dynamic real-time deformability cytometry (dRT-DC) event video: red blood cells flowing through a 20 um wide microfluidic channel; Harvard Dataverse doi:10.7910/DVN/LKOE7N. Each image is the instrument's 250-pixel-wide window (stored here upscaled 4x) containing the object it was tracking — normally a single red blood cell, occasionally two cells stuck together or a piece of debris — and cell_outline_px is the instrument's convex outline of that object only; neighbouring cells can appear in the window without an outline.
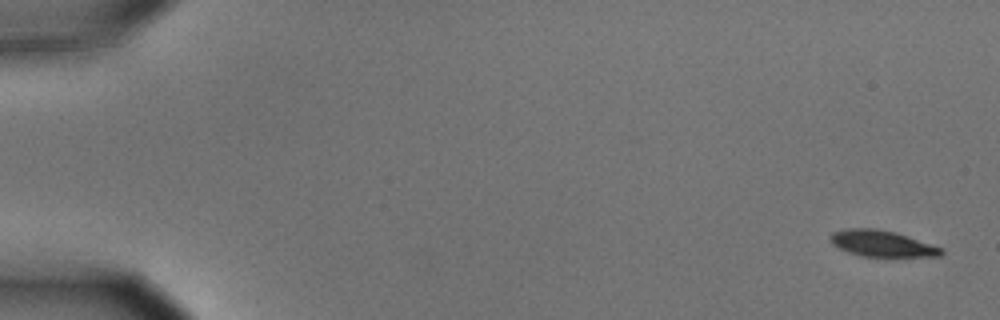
{"species": "common noctule bat (a hibernating species)", "species_latin": "Nyctalus noctula", "temperature_condition": "cold", "stored_images_in_passage": 7, "camera_frame_rate_fps": 3000, "um_per_image_px": 0.085, "animal": {"sex": "male", "body_mass_g": 15.6}, "frame": {"image": 1, "passage_image": 1, "time_ms": 0.0, "image_size_px": [1000, 320], "cell_outline_px": [[944, 252], [940, 256], [860, 256], [848, 252], [832, 244], [828, 236], [832, 232], [844, 228], [876, 228], [896, 232], [944, 248]], "centroid_in_image_um": [74.94, 20.68], "position_along_channel_um": 10.1, "area_um2": 17.05}}
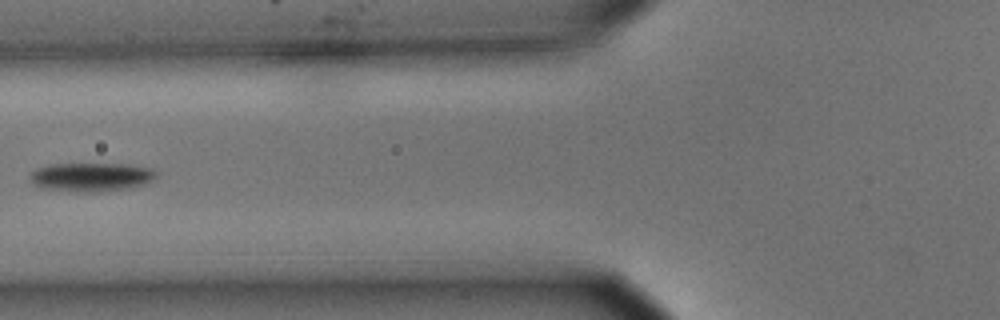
{"frame": {"image": 2, "passage_image": 7, "time_ms": 2.0, "image_size_px": [1000, 320], "cell_outline_px": [[156, 176], [152, 180], [144, 184], [128, 188], [100, 192], [68, 192], [44, 188], [36, 184], [28, 176], [36, 168], [52, 164], [128, 164], [152, 168], [156, 172]], "centroid_in_image_um": [7.76, 15.05], "position_along_channel_um": 118.0, "area_um2": 21.21}}